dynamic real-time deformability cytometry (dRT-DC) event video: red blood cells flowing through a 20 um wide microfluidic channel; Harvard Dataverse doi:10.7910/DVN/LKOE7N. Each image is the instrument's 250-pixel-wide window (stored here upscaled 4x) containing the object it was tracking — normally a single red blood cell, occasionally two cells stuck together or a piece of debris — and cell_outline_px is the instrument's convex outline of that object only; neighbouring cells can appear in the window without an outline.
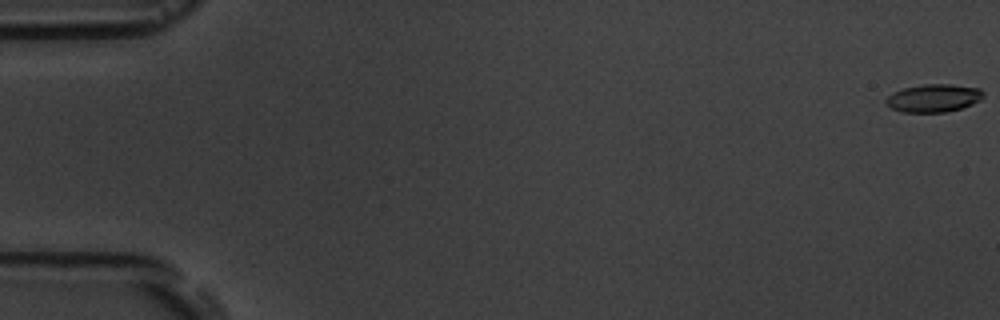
{"species": "common noctule bat (a hibernating species)", "species_latin": "Nyctalus noctula", "temperature_condition": "room temperature", "stored_images_in_passage": 7, "camera_frame_rate_fps": 3000, "um_per_image_px": 0.085, "animal": {"sex": "male", "body_mass_g": 19.5, "forearm_length_mm": 54.6}, "frame": {"image": 1, "passage_image": 1, "time_ms": 0.0, "image_size_px": [1000, 320], "cell_outline_px": [[984, 96], [980, 100], [972, 104], [960, 108], [944, 112], [900, 112], [884, 104], [884, 100], [892, 92], [904, 88], [924, 84], [952, 84], [980, 88], [984, 92]], "centroid_in_image_um": [79.34, 8.33], "position_along_channel_um": 5.7, "area_um2": 15.95}}
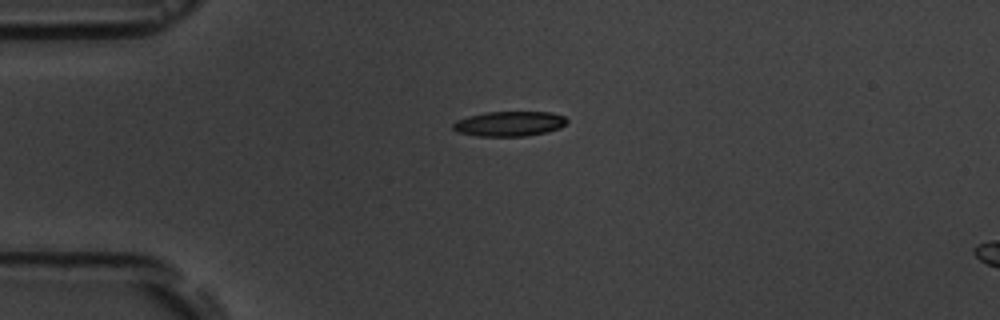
{"frame": {"image": 2, "passage_image": 5, "time_ms": 4.667, "image_size_px": [1000, 320], "cell_outline_px": [[568, 120], [560, 128], [548, 132], [524, 136], [476, 136], [456, 132], [452, 128], [452, 124], [456, 120], [468, 116], [484, 112], [552, 112], [564, 116]], "centroid_in_image_um": [43.27, 10.52], "position_along_channel_um": 41.7, "area_um2": 16.7}}
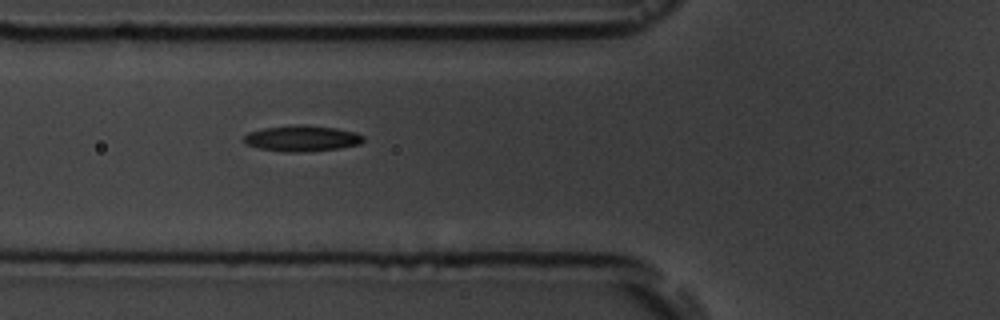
{"frame": {"image": 3, "passage_image": 7, "time_ms": 7.0, "image_size_px": [1000, 320], "cell_outline_px": [[364, 140], [360, 144], [340, 148], [300, 152], [284, 152], [260, 148], [244, 144], [244, 136], [248, 132], [264, 128], [300, 124], [304, 124], [336, 128], [356, 132], [364, 136]], "centroid_in_image_um": [25.67, 11.76], "position_along_channel_um": 100.1, "area_um2": 18.09}}